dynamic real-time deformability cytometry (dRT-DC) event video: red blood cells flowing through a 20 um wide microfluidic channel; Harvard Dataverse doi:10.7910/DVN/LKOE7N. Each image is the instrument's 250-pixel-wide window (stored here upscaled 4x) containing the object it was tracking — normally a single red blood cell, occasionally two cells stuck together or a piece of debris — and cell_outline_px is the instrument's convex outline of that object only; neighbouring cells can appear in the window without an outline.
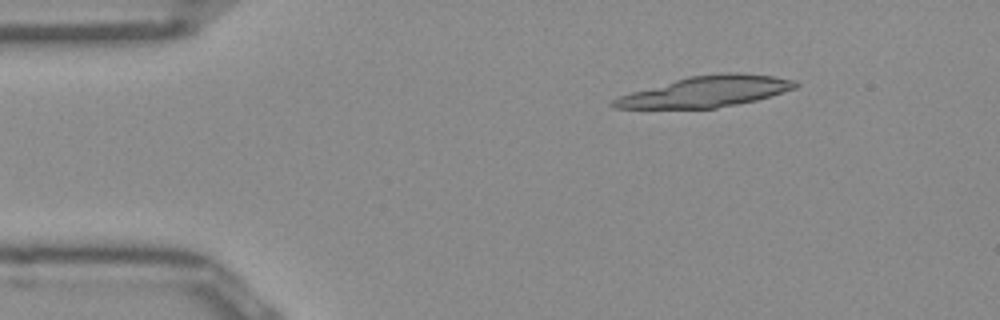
{"species": "Egyptian fruit bat (a non-hibernating species)", "species_latin": "Rousettus aegyptiacus", "temperature_condition": "room temperature", "stored_images_in_passage": 31, "camera_frame_rate_fps": 3000, "um_per_image_px": 0.085, "frame": {"image": 1, "passage_image": 1, "time_ms": 0.0, "image_size_px": [1000, 320], "cell_outline_px": [[800, 84], [796, 88], [756, 100], [716, 108], [616, 108], [608, 104], [612, 100], [620, 96], [632, 92], [688, 76], [728, 72], [740, 72], [772, 76], [796, 80]], "centroid_in_image_um": [60.03, 7.77], "position_along_channel_um": 25.0, "area_um2": 32.48}}